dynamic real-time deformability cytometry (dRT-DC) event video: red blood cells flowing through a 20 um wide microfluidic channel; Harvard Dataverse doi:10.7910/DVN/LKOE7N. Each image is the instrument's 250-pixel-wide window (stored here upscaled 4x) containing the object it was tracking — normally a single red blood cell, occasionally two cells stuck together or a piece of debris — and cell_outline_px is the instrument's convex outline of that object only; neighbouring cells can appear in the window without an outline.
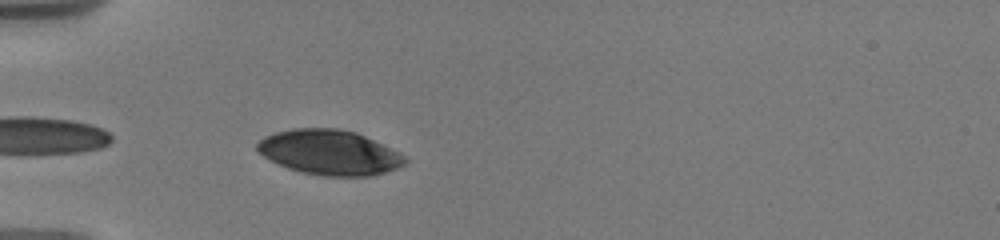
{"species": "human", "species_latin": "Homo sapiens", "temperature_condition": "warm", "stored_images_in_passage": 15, "camera_frame_rate_fps": 3000, "um_per_image_px": 0.085, "donor": {"sex": "male"}, "frame": {"image": 1, "passage_image": 5, "time_ms": 3.667, "image_size_px": [1000, 240], "cell_outline_px": [[408, 160], [404, 164], [396, 168], [372, 176], [324, 176], [300, 172], [288, 168], [264, 156], [256, 148], [256, 144], [264, 136], [276, 132], [292, 128], [340, 128], [356, 132], [400, 152]], "centroid_in_image_um": [28.01, 12.95], "position_along_channel_um": 57.0, "area_um2": 38.61}}
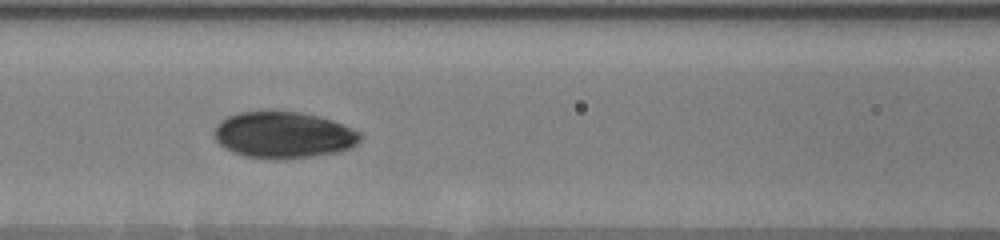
{"frame": {"image": 2, "passage_image": 12, "time_ms": 6.333, "image_size_px": [1000, 240], "cell_outline_px": [[364, 136], [356, 144], [348, 148], [336, 152], [308, 156], [244, 156], [232, 152], [224, 148], [216, 140], [212, 132], [216, 124], [228, 116], [240, 112], [300, 112], [320, 116], [344, 124], [360, 132]], "centroid_in_image_um": [24.09, 11.43], "position_along_channel_um": 142.5, "area_um2": 38.61}}
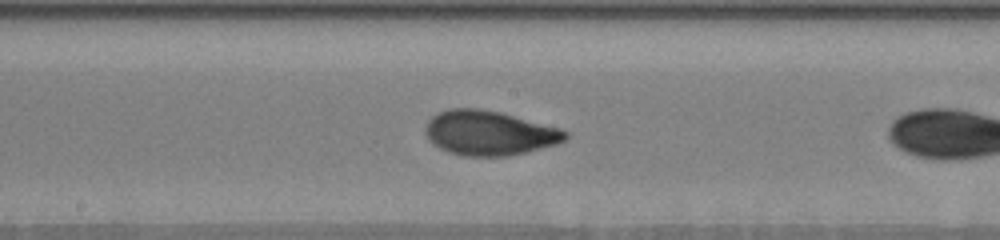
{"frame": {"image": 3, "passage_image": 14, "time_ms": 7.0, "image_size_px": [1000, 240], "cell_outline_px": [[568, 136], [564, 140], [556, 144], [508, 156], [464, 156], [448, 152], [440, 148], [428, 140], [424, 132], [424, 128], [428, 120], [436, 112], [448, 108], [480, 108], [500, 112], [560, 128], [568, 132]], "centroid_in_image_um": [41.53, 11.29], "position_along_channel_um": 206.7, "area_um2": 36.47}}